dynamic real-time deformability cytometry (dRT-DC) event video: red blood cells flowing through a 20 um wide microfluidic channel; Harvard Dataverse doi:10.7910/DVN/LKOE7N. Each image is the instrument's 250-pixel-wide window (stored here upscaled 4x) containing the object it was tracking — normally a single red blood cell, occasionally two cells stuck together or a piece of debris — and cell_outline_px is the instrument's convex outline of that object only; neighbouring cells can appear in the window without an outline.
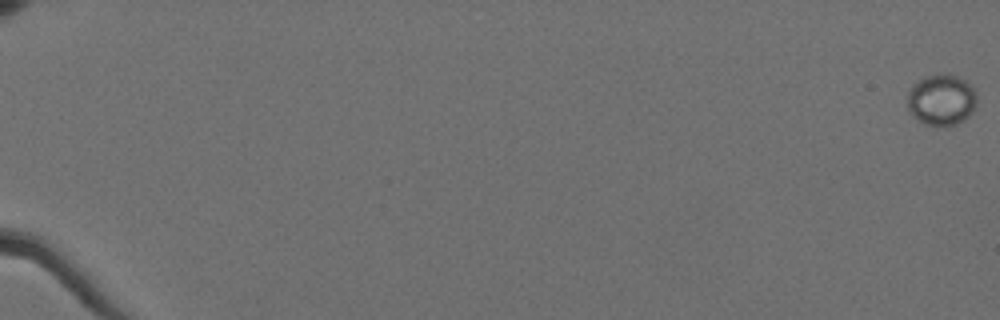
{"species": "Egyptian fruit bat (a non-hibernating species)", "species_latin": "Rousettus aegyptiacus", "temperature_condition": "cold", "stored_images_in_passage": 61, "camera_frame_rate_fps": 3000, "um_per_image_px": 0.085, "animal": {"sex": "female"}, "frame": {"image": 1, "passage_image": 1, "time_ms": 0.0, "image_size_px": [1000, 320], "cell_outline_px": [[976, 108], [968, 116], [956, 124], [924, 124], [912, 116], [908, 108], [908, 92], [912, 84], [928, 76], [956, 76], [964, 80], [976, 88]], "centroid_in_image_um": [80.04, 8.5], "position_along_channel_um": 5.0, "area_um2": 20.23}}
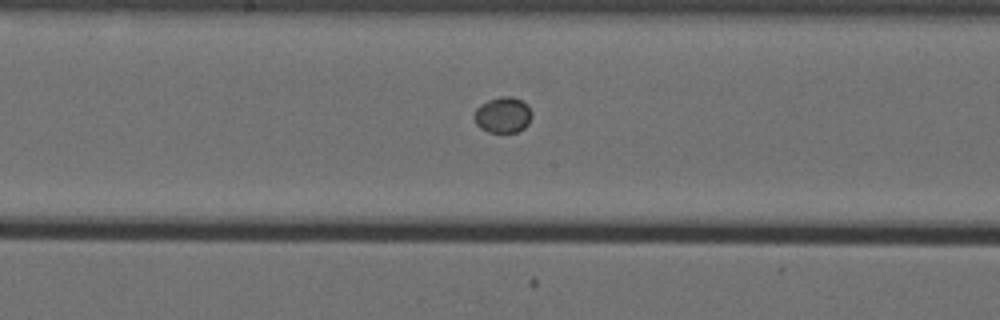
{"frame": {"image": 2, "passage_image": 36, "time_ms": 11.667, "image_size_px": [1000, 320], "cell_outline_px": [[532, 116], [528, 124], [524, 128], [516, 132], [488, 132], [480, 128], [476, 124], [472, 116], [476, 108], [480, 104], [488, 100], [500, 96], [512, 96], [528, 104], [532, 112]], "centroid_in_image_um": [42.73, 9.76], "position_along_channel_um": 205.5, "area_um2": 12.25}}
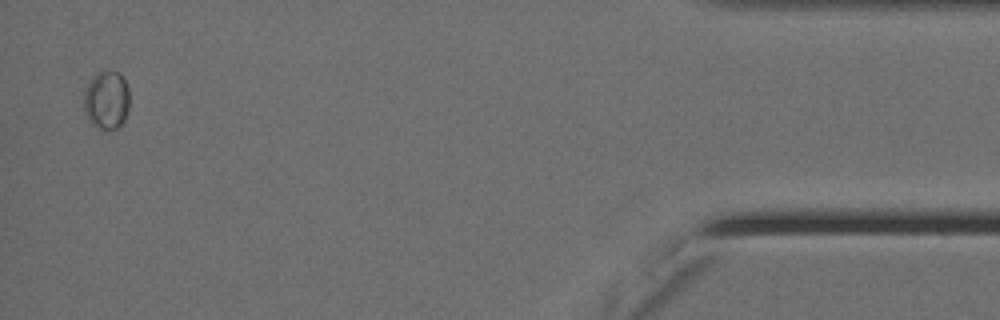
{"frame": {"image": 3, "passage_image": 60, "time_ms": 19.667, "image_size_px": [1000, 320], "cell_outline_px": [[128, 112], [124, 120], [116, 128], [104, 132], [100, 132], [88, 120], [84, 112], [84, 92], [92, 76], [96, 72], [116, 72], [124, 80], [128, 88]], "centroid_in_image_um": [9.02, 8.57], "position_along_channel_um": 426.2, "area_um2": 15.66}, "authors_computed_cell_mechanics": {"area_um2": 13.2362, "velocity_mm_per_s": 3.5745, "shape_relaxation_time_tau1_ms": 0.3079, "shape_relaxation_time_tau2_ms": null, "deformation_change_tau1": 0.0111, "deformation_change_tau2": null}}